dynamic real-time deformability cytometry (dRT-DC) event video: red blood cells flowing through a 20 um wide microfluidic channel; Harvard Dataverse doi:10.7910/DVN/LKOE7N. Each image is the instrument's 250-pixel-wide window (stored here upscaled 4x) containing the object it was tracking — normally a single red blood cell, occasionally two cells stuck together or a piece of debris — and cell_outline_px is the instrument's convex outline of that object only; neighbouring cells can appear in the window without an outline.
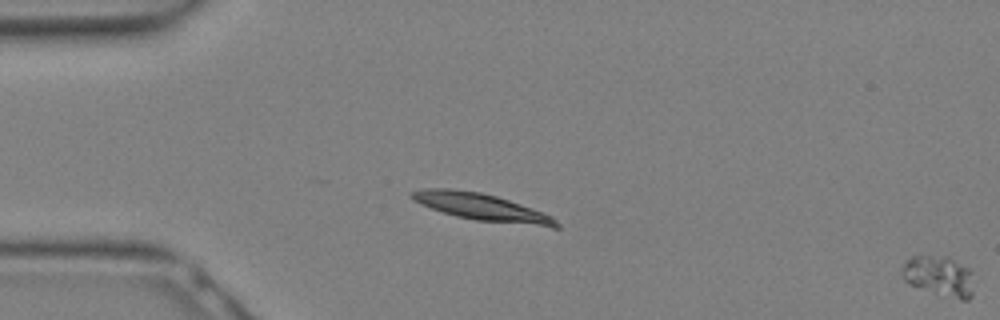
{"species": "Egyptian fruit bat (a non-hibernating species)", "species_latin": "Rousettus aegyptiacus", "temperature_condition": "warm", "stored_images_in_passage": 6, "segment_of_instrument_passage": [2, 2], "camera_frame_rate_fps": 3000, "um_per_image_px": 0.085, "animal": {"sex": "female"}, "frame": {"image": 1, "passage_image": 6, "time_ms": 1.667, "image_size_px": [1000, 320], "cell_outline_px": [[972, 296], [968, 300], [960, 300], [908, 284], [900, 276], [900, 272], [904, 264], [912, 256], [948, 256], [972, 268]], "centroid_in_image_um": [79.84, 23.45], "position_along_channel_um": 5.2, "area_um2": 17.05}}